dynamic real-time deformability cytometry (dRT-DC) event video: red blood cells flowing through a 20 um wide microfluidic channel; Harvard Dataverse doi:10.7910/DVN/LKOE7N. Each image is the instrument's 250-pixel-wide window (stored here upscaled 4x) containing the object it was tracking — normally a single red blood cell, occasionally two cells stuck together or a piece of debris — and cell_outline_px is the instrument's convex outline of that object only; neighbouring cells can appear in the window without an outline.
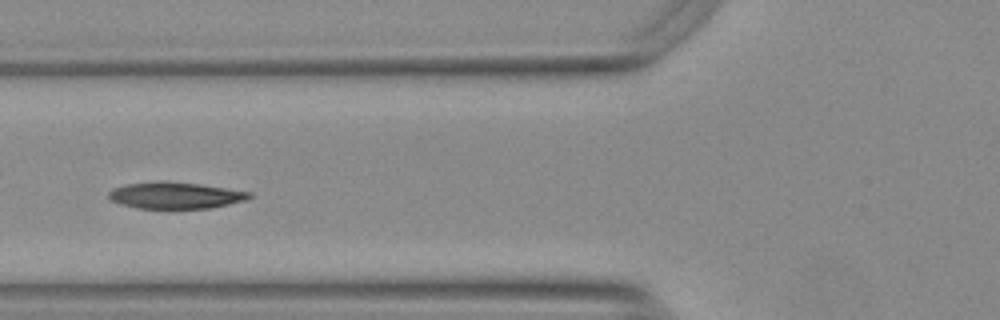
{"species": "Egyptian fruit bat (a non-hibernating species)", "species_latin": "Rousettus aegyptiacus", "temperature_condition": "warm", "stored_images_in_passage": 47, "camera_frame_rate_fps": 3000, "um_per_image_px": 0.085, "animal": {"sex": "female"}, "frame": {"image": 1, "passage_image": 20, "time_ms": 6.333, "image_size_px": [1000, 320], "cell_outline_px": [[252, 196], [248, 200], [212, 208], [172, 212], [136, 208], [120, 204], [112, 200], [108, 196], [108, 192], [112, 188], [128, 184], [160, 180], [164, 180], [200, 184], [252, 192]], "centroid_in_image_um": [14.92, 16.66], "position_along_channel_um": 110.9, "area_um2": 23.06}, "authors_computed_cell_mechanics": {"area_um2": 21.9062, "velocity_mm_per_s": 3.762, "shape_relaxation_time_tau1_ms": 7.9627, "shape_relaxation_time_tau2_ms": 3.8012, "deformation_change_tau1": 0.2546, "deformation_change_tau2": 0.0878}}